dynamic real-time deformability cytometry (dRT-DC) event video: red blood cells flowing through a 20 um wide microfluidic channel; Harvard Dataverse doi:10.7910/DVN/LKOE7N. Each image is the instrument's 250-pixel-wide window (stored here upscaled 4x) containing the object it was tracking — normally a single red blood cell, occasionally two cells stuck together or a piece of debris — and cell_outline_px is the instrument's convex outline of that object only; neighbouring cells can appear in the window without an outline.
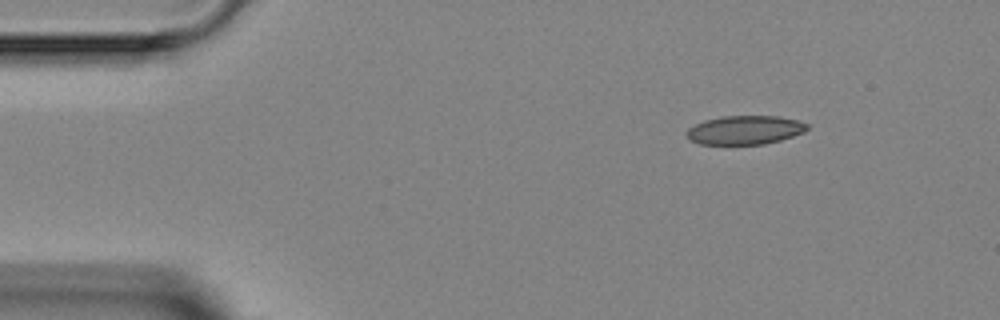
{"species": "Egyptian fruit bat (a non-hibernating species)", "species_latin": "Rousettus aegyptiacus", "temperature_condition": "room temperature", "stored_images_in_passage": 5, "segment_of_instrument_passage": [2, 2], "camera_frame_rate_fps": 3000, "um_per_image_px": 0.085, "animal": {"sex": "female"}, "frame": {"image": 1, "passage_image": 5, "time_ms": 6.0, "image_size_px": [1000, 320], "cell_outline_px": [[808, 128], [804, 132], [780, 140], [764, 144], [700, 144], [688, 140], [684, 136], [684, 132], [688, 128], [704, 120], [720, 116], [776, 116], [796, 120], [808, 124]], "centroid_in_image_um": [63.25, 11.05], "position_along_channel_um": 21.8, "area_um2": 20.35}}